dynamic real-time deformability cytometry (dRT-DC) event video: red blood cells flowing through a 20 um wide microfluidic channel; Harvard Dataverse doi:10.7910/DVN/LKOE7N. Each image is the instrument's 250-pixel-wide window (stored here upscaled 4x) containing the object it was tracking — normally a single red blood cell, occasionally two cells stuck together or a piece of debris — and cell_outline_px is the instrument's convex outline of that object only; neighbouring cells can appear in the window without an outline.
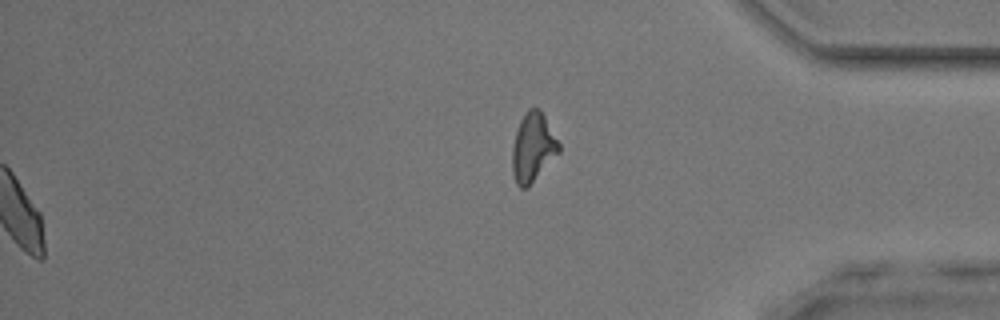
{"species": "common noctule bat (a hibernating species)", "species_latin": "Nyctalus noctula", "temperature_condition": "room temperature", "stored_images_in_passage": 47, "segment_of_instrument_passage": [2, 2], "camera_frame_rate_fps": 3000, "um_per_image_px": 0.085, "animal": {"sex": "male", "body_mass_g": 17.9, "forearm_length_mm": 54.2}, "frame": {"image": 1, "passage_image": 47, "time_ms": 15.333, "image_size_px": [1000, 320], "cell_outline_px": [[560, 152], [528, 188], [520, 188], [516, 184], [512, 172], [512, 148], [516, 132], [520, 120], [524, 112], [528, 108], [540, 108], [560, 144]], "centroid_in_image_um": [45.29, 12.55], "position_along_channel_um": 389.9, "area_um2": 18.9}}